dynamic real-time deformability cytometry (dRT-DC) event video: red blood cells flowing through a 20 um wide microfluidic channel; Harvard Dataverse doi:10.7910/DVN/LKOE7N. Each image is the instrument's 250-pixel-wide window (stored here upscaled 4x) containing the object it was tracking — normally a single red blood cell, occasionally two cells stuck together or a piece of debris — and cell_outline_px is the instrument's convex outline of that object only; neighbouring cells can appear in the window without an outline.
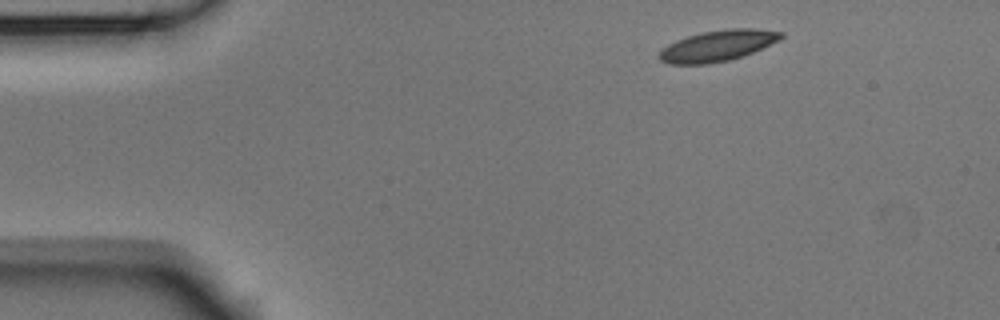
{"species": "Egyptian fruit bat (a non-hibernating species)", "species_latin": "Rousettus aegyptiacus", "temperature_condition": "room temperature", "stored_images_in_passage": 6, "camera_frame_rate_fps": 3000, "um_per_image_px": 0.085, "animal": {"sex": "male"}, "frame": {"image": 1, "passage_image": 1, "time_ms": 0.0, "image_size_px": [1000, 320], "cell_outline_px": [[784, 36], [752, 52], [728, 60], [708, 64], [668, 64], [660, 60], [656, 56], [668, 44], [676, 40], [688, 36], [704, 32], [728, 28], [756, 28], [784, 32]], "centroid_in_image_um": [60.95, 3.88], "position_along_channel_um": 24.0, "area_um2": 21.68}}
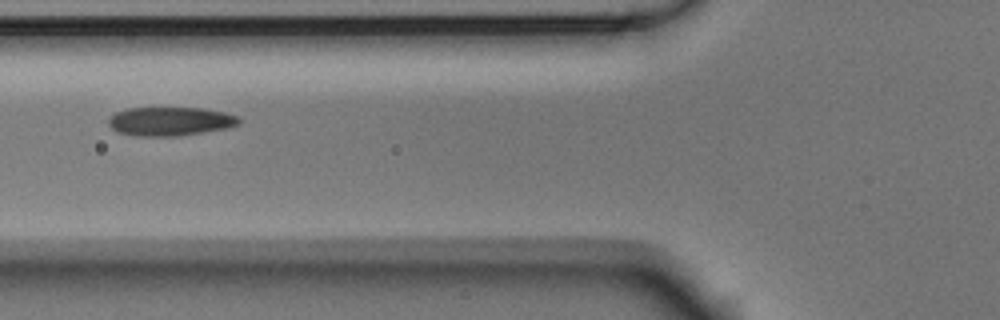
{"frame": {"image": 2, "passage_image": 4, "time_ms": 1.0, "image_size_px": [1000, 320], "cell_outline_px": [[240, 124], [228, 128], [204, 132], [176, 136], [136, 136], [120, 132], [112, 128], [108, 124], [108, 120], [116, 112], [128, 108], [204, 108], [224, 112], [240, 116]], "centroid_in_image_um": [14.52, 10.31], "position_along_channel_um": 111.3, "area_um2": 21.91}}
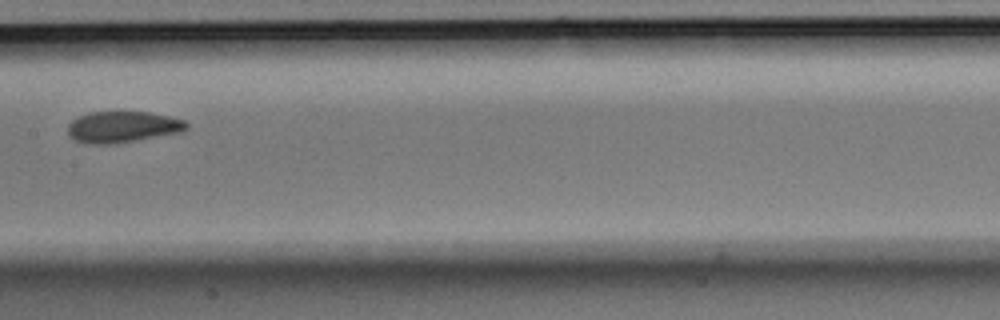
{"frame": {"image": 3, "passage_image": 6, "time_ms": 1.667, "image_size_px": [1000, 320], "cell_outline_px": [[188, 128], [184, 132], [116, 144], [84, 144], [68, 136], [68, 124], [76, 116], [88, 112], [148, 112], [168, 116], [184, 120], [188, 124]], "centroid_in_image_um": [10.41, 10.8], "position_along_channel_um": 197.0, "area_um2": 22.02}}